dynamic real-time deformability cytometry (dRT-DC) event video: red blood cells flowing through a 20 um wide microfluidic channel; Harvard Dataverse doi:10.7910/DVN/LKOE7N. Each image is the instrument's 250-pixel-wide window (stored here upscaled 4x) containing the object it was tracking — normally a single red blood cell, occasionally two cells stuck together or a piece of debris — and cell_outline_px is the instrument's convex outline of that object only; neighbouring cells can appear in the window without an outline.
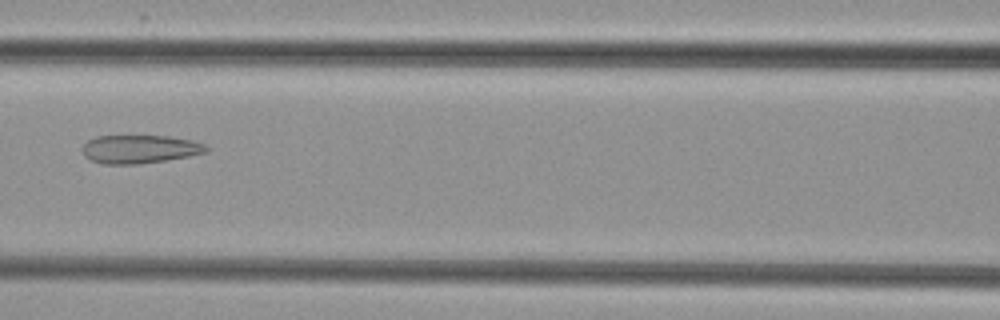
{"species": "common noctule bat (a hibernating species)", "species_latin": "Nyctalus noctula", "temperature_condition": "cold", "stored_images_in_passage": 8, "camera_frame_rate_fps": 3000, "um_per_image_px": 0.085, "animal": {"sex": "female", "body_mass_g": 29.2, "forearm_length_mm": 56.3}, "frame": {"image": 1, "passage_image": 7, "time_ms": 8.0, "image_size_px": [1000, 320], "cell_outline_px": [[208, 152], [188, 156], [140, 164], [104, 164], [92, 160], [84, 156], [80, 148], [88, 140], [96, 136], [168, 136], [192, 140], [204, 144], [208, 148]], "centroid_in_image_um": [11.85, 12.67], "position_along_channel_um": 154.8, "area_um2": 20.46}}
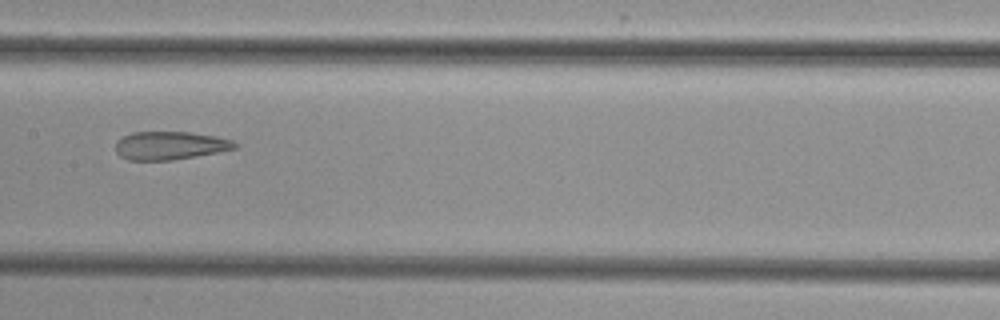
{"frame": {"image": 2, "passage_image": 8, "time_ms": 9.0, "image_size_px": [1000, 320], "cell_outline_px": [[236, 148], [220, 152], [172, 160], [128, 160], [120, 156], [116, 152], [116, 140], [132, 132], [188, 132], [216, 136], [232, 140], [236, 144]], "centroid_in_image_um": [14.43, 12.37], "position_along_channel_um": 193.0, "area_um2": 19.59}}